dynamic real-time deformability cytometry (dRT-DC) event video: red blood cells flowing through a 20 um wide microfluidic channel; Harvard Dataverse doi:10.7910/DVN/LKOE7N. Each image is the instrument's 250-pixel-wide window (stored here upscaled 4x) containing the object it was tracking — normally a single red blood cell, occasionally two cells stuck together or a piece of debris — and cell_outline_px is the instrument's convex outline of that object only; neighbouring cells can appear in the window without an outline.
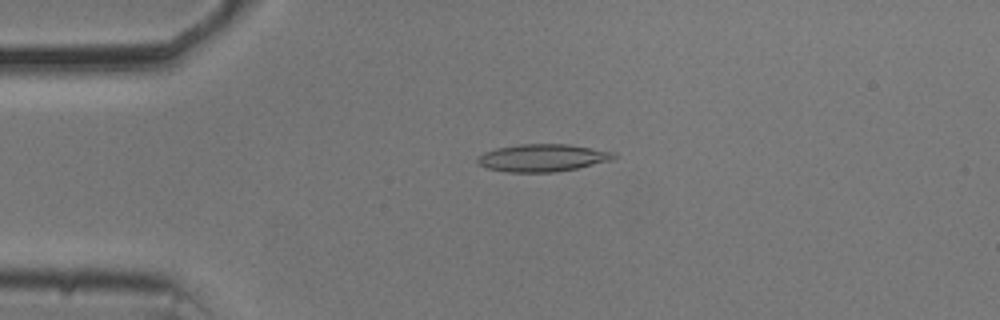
{"species": "common noctule bat (a hibernating species)", "species_latin": "Nyctalus noctula", "temperature_condition": "cold", "stored_images_in_passage": 54, "camera_frame_rate_fps": 3000, "um_per_image_px": 0.085, "animal": {"sex": "male", "body_mass_g": 20.5, "forearm_length_mm": 52.5}, "frame": {"image": 1, "passage_image": 12, "time_ms": 3.667, "image_size_px": [1000, 320], "cell_outline_px": [[620, 156], [612, 160], [576, 168], [556, 172], [508, 172], [488, 168], [476, 164], [476, 156], [484, 152], [496, 148], [520, 144], [568, 144], [616, 152]], "centroid_in_image_um": [46.12, 13.41], "position_along_channel_um": 38.9, "area_um2": 22.02}}
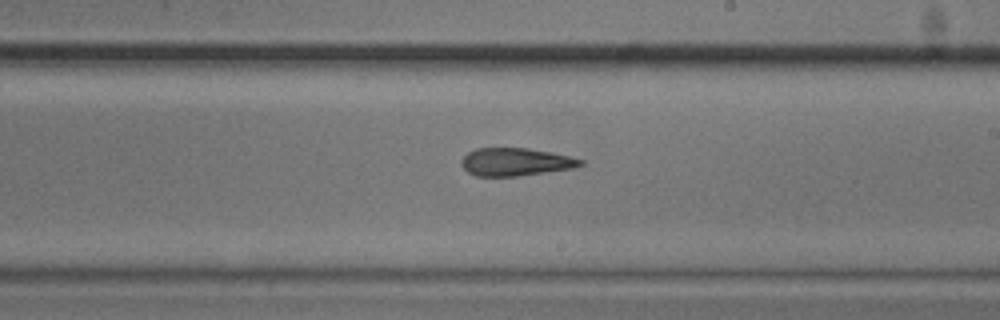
{"frame": {"image": 2, "passage_image": 31, "time_ms": 10.0, "image_size_px": [1000, 320], "cell_outline_px": [[584, 164], [572, 168], [516, 176], [476, 176], [468, 172], [460, 164], [460, 160], [468, 152], [476, 148], [528, 148], [568, 156], [584, 160]], "centroid_in_image_um": [43.77, 13.76], "position_along_channel_um": 245.2, "area_um2": 19.13}}
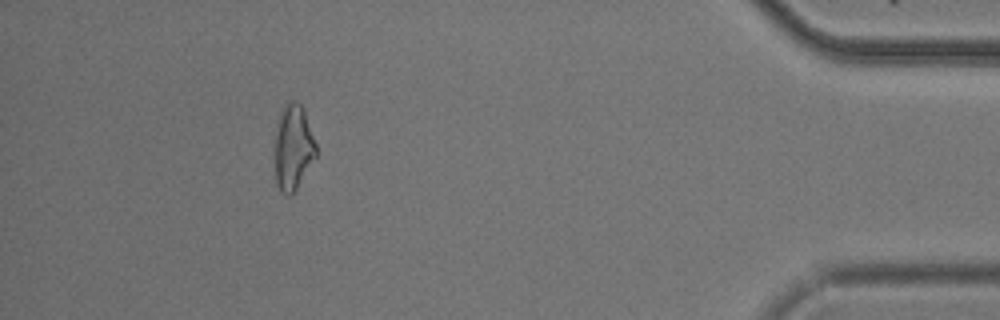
{"frame": {"image": 3, "passage_image": 49, "time_ms": 16.0, "image_size_px": [1000, 320], "cell_outline_px": [[316, 156], [292, 196], [288, 196], [280, 192], [276, 184], [276, 124], [280, 112], [284, 104], [288, 100], [296, 100], [304, 108], [316, 144]], "centroid_in_image_um": [24.92, 12.51], "position_along_channel_um": 410.3, "area_um2": 20.63}, "authors_computed_cell_mechanics": {"area_um2": 20.519, "velocity_mm_per_s": 3.6929, "shape_relaxation_time_tau1_ms": 7.8846, "shape_relaxation_time_tau2_ms": 2.3569, "deformation_change_tau1": 0.2146, "deformation_change_tau2": 0.1242}}